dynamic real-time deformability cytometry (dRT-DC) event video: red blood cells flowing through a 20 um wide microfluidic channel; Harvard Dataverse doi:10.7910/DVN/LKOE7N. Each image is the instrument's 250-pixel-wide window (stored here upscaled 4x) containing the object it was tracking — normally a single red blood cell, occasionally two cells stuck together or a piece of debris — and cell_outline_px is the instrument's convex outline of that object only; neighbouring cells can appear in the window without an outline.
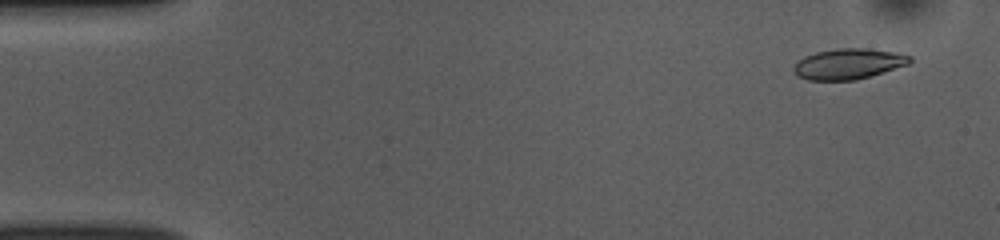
{"species": "common noctule bat (a hibernating species)", "species_latin": "Nyctalus noctula", "temperature_condition": "room temperature", "stored_images_in_passage": 51, "camera_frame_rate_fps": 3000, "um_per_image_px": 0.085, "animal": {"sex": "female", "body_mass_g": 10.0, "forearm_length_mm": 53.1}, "frame": {"image": 1, "passage_image": 3, "time_ms": 0.667, "image_size_px": [1000, 240], "cell_outline_px": [[912, 60], [908, 64], [856, 80], [808, 80], [796, 76], [792, 72], [792, 68], [796, 60], [804, 56], [816, 52], [836, 48], [868, 48], [896, 52], [912, 56]], "centroid_in_image_um": [72.05, 5.42], "position_along_channel_um": 12.9, "area_um2": 20.92}}
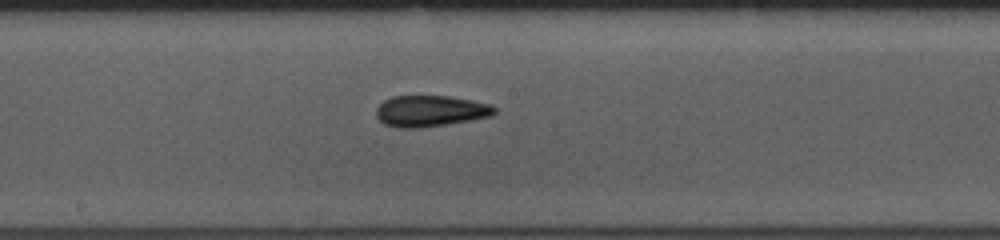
{"frame": {"image": 2, "passage_image": 27, "time_ms": 8.667, "image_size_px": [1000, 240], "cell_outline_px": [[496, 112], [492, 116], [420, 128], [396, 128], [384, 124], [376, 116], [376, 108], [384, 100], [392, 96], [448, 96], [472, 100], [488, 104], [496, 108]], "centroid_in_image_um": [36.54, 9.43], "position_along_channel_um": 211.7, "area_um2": 21.39}}
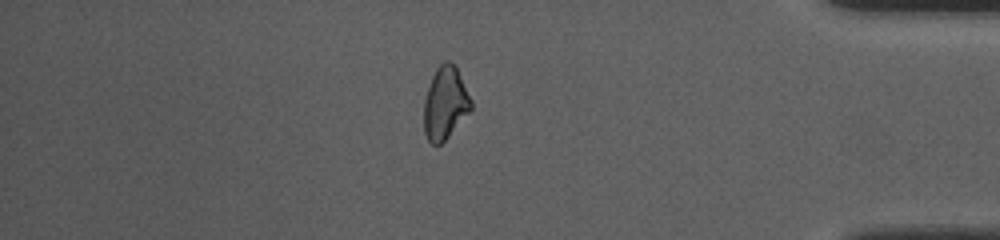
{"frame": {"image": 3, "passage_image": 44, "time_ms": 14.333, "image_size_px": [1000, 240], "cell_outline_px": [[472, 108], [448, 136], [440, 144], [432, 144], [428, 140], [424, 132], [424, 100], [432, 76], [436, 68], [444, 60], [448, 60], [456, 64], [472, 100]], "centroid_in_image_um": [37.85, 8.71], "position_along_channel_um": 397.4, "area_um2": 19.94}, "authors_computed_cell_mechanics": {"area_um2": 20.6924, "velocity_mm_per_s": 3.8622, "shape_relaxation_time_tau1_ms": 7.9084, "shape_relaxation_time_tau2_ms": 2.8021, "deformation_change_tau1": 0.1796, "deformation_change_tau2": 0.0775}}